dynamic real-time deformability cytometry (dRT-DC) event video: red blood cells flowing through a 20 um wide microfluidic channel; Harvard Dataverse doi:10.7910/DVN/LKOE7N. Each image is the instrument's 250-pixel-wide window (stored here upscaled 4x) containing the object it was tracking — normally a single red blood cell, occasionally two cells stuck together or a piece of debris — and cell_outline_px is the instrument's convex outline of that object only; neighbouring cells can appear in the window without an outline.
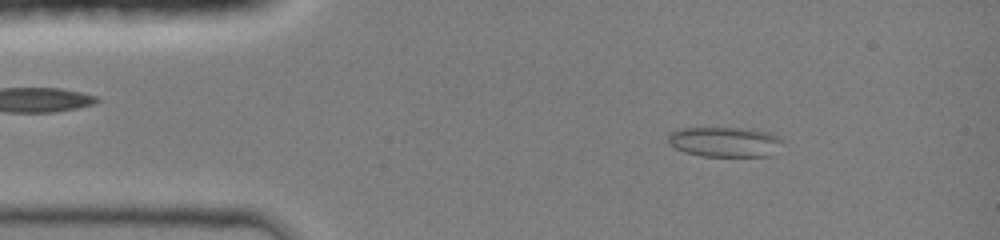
{"species": "common noctule bat (a hibernating species)", "species_latin": "Nyctalus noctula", "temperature_condition": "room temperature", "stored_images_in_passage": 43, "camera_frame_rate_fps": 3000, "um_per_image_px": 0.085, "animal": {"sex": "female", "body_mass_g": 19.0, "forearm_length_mm": 51.5}, "frame": {"image": 1, "passage_image": 5, "time_ms": 1.333, "image_size_px": [1000, 240], "cell_outline_px": [[784, 140], [772, 156], [700, 156], [684, 152], [668, 144], [668, 132], [684, 128], [748, 128], [768, 132]], "centroid_in_image_um": [61.6, 12.06], "position_along_channel_um": 23.4, "area_um2": 20.17}}
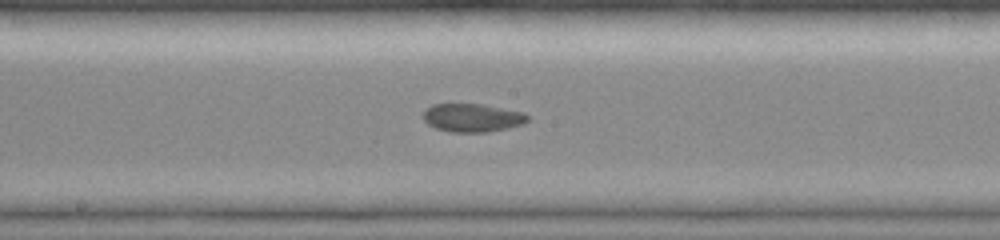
{"frame": {"image": 2, "passage_image": 22, "time_ms": 7.0, "image_size_px": [1000, 240], "cell_outline_px": [[528, 120], [524, 124], [508, 128], [488, 132], [448, 132], [436, 128], [428, 124], [420, 116], [424, 108], [432, 104], [484, 104], [524, 112], [528, 116]], "centroid_in_image_um": [40.11, 10.0], "position_along_channel_um": 208.1, "area_um2": 17.57}}
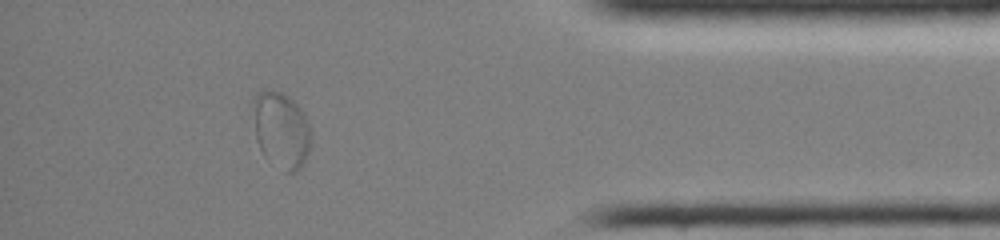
{"frame": {"image": 3, "passage_image": 38, "time_ms": 12.333, "image_size_px": [1000, 240], "cell_outline_px": [[312, 140], [304, 164], [296, 172], [288, 172], [268, 160], [264, 156], [256, 140], [252, 100], [256, 92], [264, 88], [284, 92], [300, 108], [308, 124]], "centroid_in_image_um": [23.88, 11.01], "position_along_channel_um": 411.3, "area_um2": 25.95}}